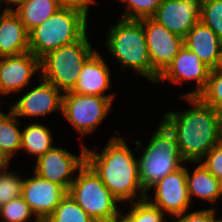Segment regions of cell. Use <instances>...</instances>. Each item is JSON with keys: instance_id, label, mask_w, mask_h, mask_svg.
I'll return each instance as SVG.
<instances>
[{"instance_id": "obj_32", "label": "cell", "mask_w": 222, "mask_h": 222, "mask_svg": "<svg viewBox=\"0 0 222 222\" xmlns=\"http://www.w3.org/2000/svg\"><path fill=\"white\" fill-rule=\"evenodd\" d=\"M181 213L170 217V222H212V208L201 209L188 213Z\"/></svg>"}, {"instance_id": "obj_16", "label": "cell", "mask_w": 222, "mask_h": 222, "mask_svg": "<svg viewBox=\"0 0 222 222\" xmlns=\"http://www.w3.org/2000/svg\"><path fill=\"white\" fill-rule=\"evenodd\" d=\"M201 0H163L152 17L170 32L185 37L200 20Z\"/></svg>"}, {"instance_id": "obj_38", "label": "cell", "mask_w": 222, "mask_h": 222, "mask_svg": "<svg viewBox=\"0 0 222 222\" xmlns=\"http://www.w3.org/2000/svg\"><path fill=\"white\" fill-rule=\"evenodd\" d=\"M220 133H221V142H222V114H221V126H220Z\"/></svg>"}, {"instance_id": "obj_7", "label": "cell", "mask_w": 222, "mask_h": 222, "mask_svg": "<svg viewBox=\"0 0 222 222\" xmlns=\"http://www.w3.org/2000/svg\"><path fill=\"white\" fill-rule=\"evenodd\" d=\"M68 193L96 222H112L121 213L120 201L87 163L77 172Z\"/></svg>"}, {"instance_id": "obj_30", "label": "cell", "mask_w": 222, "mask_h": 222, "mask_svg": "<svg viewBox=\"0 0 222 222\" xmlns=\"http://www.w3.org/2000/svg\"><path fill=\"white\" fill-rule=\"evenodd\" d=\"M200 21L222 40V0H201Z\"/></svg>"}, {"instance_id": "obj_10", "label": "cell", "mask_w": 222, "mask_h": 222, "mask_svg": "<svg viewBox=\"0 0 222 222\" xmlns=\"http://www.w3.org/2000/svg\"><path fill=\"white\" fill-rule=\"evenodd\" d=\"M149 191L155 193V195L151 198L147 193L146 199L167 215L169 214L172 217L187 212L190 208L191 200L186 182V165L173 173L167 174L153 185Z\"/></svg>"}, {"instance_id": "obj_33", "label": "cell", "mask_w": 222, "mask_h": 222, "mask_svg": "<svg viewBox=\"0 0 222 222\" xmlns=\"http://www.w3.org/2000/svg\"><path fill=\"white\" fill-rule=\"evenodd\" d=\"M61 7H74L77 9H90L95 0H55Z\"/></svg>"}, {"instance_id": "obj_40", "label": "cell", "mask_w": 222, "mask_h": 222, "mask_svg": "<svg viewBox=\"0 0 222 222\" xmlns=\"http://www.w3.org/2000/svg\"><path fill=\"white\" fill-rule=\"evenodd\" d=\"M220 184H221V193H222V179L220 180Z\"/></svg>"}, {"instance_id": "obj_25", "label": "cell", "mask_w": 222, "mask_h": 222, "mask_svg": "<svg viewBox=\"0 0 222 222\" xmlns=\"http://www.w3.org/2000/svg\"><path fill=\"white\" fill-rule=\"evenodd\" d=\"M0 217L3 222H30L34 217L33 222L39 221L22 196L0 206Z\"/></svg>"}, {"instance_id": "obj_26", "label": "cell", "mask_w": 222, "mask_h": 222, "mask_svg": "<svg viewBox=\"0 0 222 222\" xmlns=\"http://www.w3.org/2000/svg\"><path fill=\"white\" fill-rule=\"evenodd\" d=\"M198 97L222 114V67L211 70L207 85Z\"/></svg>"}, {"instance_id": "obj_31", "label": "cell", "mask_w": 222, "mask_h": 222, "mask_svg": "<svg viewBox=\"0 0 222 222\" xmlns=\"http://www.w3.org/2000/svg\"><path fill=\"white\" fill-rule=\"evenodd\" d=\"M203 166L218 180L222 179V142L217 143L201 160Z\"/></svg>"}, {"instance_id": "obj_18", "label": "cell", "mask_w": 222, "mask_h": 222, "mask_svg": "<svg viewBox=\"0 0 222 222\" xmlns=\"http://www.w3.org/2000/svg\"><path fill=\"white\" fill-rule=\"evenodd\" d=\"M184 46L209 68L222 67V40L202 21L199 20L184 37Z\"/></svg>"}, {"instance_id": "obj_37", "label": "cell", "mask_w": 222, "mask_h": 222, "mask_svg": "<svg viewBox=\"0 0 222 222\" xmlns=\"http://www.w3.org/2000/svg\"><path fill=\"white\" fill-rule=\"evenodd\" d=\"M216 212V209L215 208H212V222H222V218H216L217 216L215 215Z\"/></svg>"}, {"instance_id": "obj_5", "label": "cell", "mask_w": 222, "mask_h": 222, "mask_svg": "<svg viewBox=\"0 0 222 222\" xmlns=\"http://www.w3.org/2000/svg\"><path fill=\"white\" fill-rule=\"evenodd\" d=\"M137 161L139 181L146 193L159 180L186 162L174 135L161 121Z\"/></svg>"}, {"instance_id": "obj_36", "label": "cell", "mask_w": 222, "mask_h": 222, "mask_svg": "<svg viewBox=\"0 0 222 222\" xmlns=\"http://www.w3.org/2000/svg\"><path fill=\"white\" fill-rule=\"evenodd\" d=\"M112 222H133L125 213H120L119 216Z\"/></svg>"}, {"instance_id": "obj_11", "label": "cell", "mask_w": 222, "mask_h": 222, "mask_svg": "<svg viewBox=\"0 0 222 222\" xmlns=\"http://www.w3.org/2000/svg\"><path fill=\"white\" fill-rule=\"evenodd\" d=\"M143 24L152 69L160 75L184 46V38L170 32L153 18L140 19Z\"/></svg>"}, {"instance_id": "obj_24", "label": "cell", "mask_w": 222, "mask_h": 222, "mask_svg": "<svg viewBox=\"0 0 222 222\" xmlns=\"http://www.w3.org/2000/svg\"><path fill=\"white\" fill-rule=\"evenodd\" d=\"M45 222H96L67 193L54 211L44 219Z\"/></svg>"}, {"instance_id": "obj_4", "label": "cell", "mask_w": 222, "mask_h": 222, "mask_svg": "<svg viewBox=\"0 0 222 222\" xmlns=\"http://www.w3.org/2000/svg\"><path fill=\"white\" fill-rule=\"evenodd\" d=\"M89 10L59 8L29 32V52L41 59L47 53L81 39L88 32Z\"/></svg>"}, {"instance_id": "obj_23", "label": "cell", "mask_w": 222, "mask_h": 222, "mask_svg": "<svg viewBox=\"0 0 222 222\" xmlns=\"http://www.w3.org/2000/svg\"><path fill=\"white\" fill-rule=\"evenodd\" d=\"M20 125L21 121L11 110L0 116V148L11 159L21 149Z\"/></svg>"}, {"instance_id": "obj_41", "label": "cell", "mask_w": 222, "mask_h": 222, "mask_svg": "<svg viewBox=\"0 0 222 222\" xmlns=\"http://www.w3.org/2000/svg\"><path fill=\"white\" fill-rule=\"evenodd\" d=\"M0 6H1V8L4 7V6L2 5V1H1V0H0Z\"/></svg>"}, {"instance_id": "obj_1", "label": "cell", "mask_w": 222, "mask_h": 222, "mask_svg": "<svg viewBox=\"0 0 222 222\" xmlns=\"http://www.w3.org/2000/svg\"><path fill=\"white\" fill-rule=\"evenodd\" d=\"M191 105L185 111H167L161 122L174 135L186 163L199 162L221 141V115L198 96L182 97Z\"/></svg>"}, {"instance_id": "obj_22", "label": "cell", "mask_w": 222, "mask_h": 222, "mask_svg": "<svg viewBox=\"0 0 222 222\" xmlns=\"http://www.w3.org/2000/svg\"><path fill=\"white\" fill-rule=\"evenodd\" d=\"M53 140L50 128L38 122L31 123L22 130L20 151H26L25 153L32 157L34 155L37 160L55 146Z\"/></svg>"}, {"instance_id": "obj_8", "label": "cell", "mask_w": 222, "mask_h": 222, "mask_svg": "<svg viewBox=\"0 0 222 222\" xmlns=\"http://www.w3.org/2000/svg\"><path fill=\"white\" fill-rule=\"evenodd\" d=\"M113 101L104 96H94L68 91L62 97V116L83 138L93 131L108 116Z\"/></svg>"}, {"instance_id": "obj_39", "label": "cell", "mask_w": 222, "mask_h": 222, "mask_svg": "<svg viewBox=\"0 0 222 222\" xmlns=\"http://www.w3.org/2000/svg\"><path fill=\"white\" fill-rule=\"evenodd\" d=\"M2 95H3V94H2L1 91H0V99H1V96H2ZM0 101H1V100H0ZM1 103H2V102H0V107H1ZM3 114H4V112H1V111H0V116L3 115Z\"/></svg>"}, {"instance_id": "obj_14", "label": "cell", "mask_w": 222, "mask_h": 222, "mask_svg": "<svg viewBox=\"0 0 222 222\" xmlns=\"http://www.w3.org/2000/svg\"><path fill=\"white\" fill-rule=\"evenodd\" d=\"M39 84L32 88L16 103L10 105V110L18 117H45L52 112L62 113L63 93L51 83L39 78Z\"/></svg>"}, {"instance_id": "obj_9", "label": "cell", "mask_w": 222, "mask_h": 222, "mask_svg": "<svg viewBox=\"0 0 222 222\" xmlns=\"http://www.w3.org/2000/svg\"><path fill=\"white\" fill-rule=\"evenodd\" d=\"M85 146L80 144L79 156L62 147H52L35 161L34 173L68 191L77 172L86 164Z\"/></svg>"}, {"instance_id": "obj_28", "label": "cell", "mask_w": 222, "mask_h": 222, "mask_svg": "<svg viewBox=\"0 0 222 222\" xmlns=\"http://www.w3.org/2000/svg\"><path fill=\"white\" fill-rule=\"evenodd\" d=\"M130 209L125 213L133 222H166L165 213L151 204L146 198L128 203Z\"/></svg>"}, {"instance_id": "obj_20", "label": "cell", "mask_w": 222, "mask_h": 222, "mask_svg": "<svg viewBox=\"0 0 222 222\" xmlns=\"http://www.w3.org/2000/svg\"><path fill=\"white\" fill-rule=\"evenodd\" d=\"M194 164L198 166L192 170V173L186 166V182L191 202H194V196L213 204L219 199L222 200L220 180L215 178L200 161Z\"/></svg>"}, {"instance_id": "obj_21", "label": "cell", "mask_w": 222, "mask_h": 222, "mask_svg": "<svg viewBox=\"0 0 222 222\" xmlns=\"http://www.w3.org/2000/svg\"><path fill=\"white\" fill-rule=\"evenodd\" d=\"M61 6L55 0H25L13 9L30 32L51 17Z\"/></svg>"}, {"instance_id": "obj_34", "label": "cell", "mask_w": 222, "mask_h": 222, "mask_svg": "<svg viewBox=\"0 0 222 222\" xmlns=\"http://www.w3.org/2000/svg\"><path fill=\"white\" fill-rule=\"evenodd\" d=\"M12 159L0 148V172L9 169V164Z\"/></svg>"}, {"instance_id": "obj_17", "label": "cell", "mask_w": 222, "mask_h": 222, "mask_svg": "<svg viewBox=\"0 0 222 222\" xmlns=\"http://www.w3.org/2000/svg\"><path fill=\"white\" fill-rule=\"evenodd\" d=\"M111 74L110 67L99 52H95L83 65L82 70L78 75V81L72 92L104 96L110 98L112 101L115 99L114 93L105 92L111 87Z\"/></svg>"}, {"instance_id": "obj_6", "label": "cell", "mask_w": 222, "mask_h": 222, "mask_svg": "<svg viewBox=\"0 0 222 222\" xmlns=\"http://www.w3.org/2000/svg\"><path fill=\"white\" fill-rule=\"evenodd\" d=\"M86 33L76 42L61 46L40 59V78L62 93L72 91L84 63L96 52Z\"/></svg>"}, {"instance_id": "obj_13", "label": "cell", "mask_w": 222, "mask_h": 222, "mask_svg": "<svg viewBox=\"0 0 222 222\" xmlns=\"http://www.w3.org/2000/svg\"><path fill=\"white\" fill-rule=\"evenodd\" d=\"M40 77V59L31 52L0 57V91L4 95L21 92L31 83L32 77Z\"/></svg>"}, {"instance_id": "obj_3", "label": "cell", "mask_w": 222, "mask_h": 222, "mask_svg": "<svg viewBox=\"0 0 222 222\" xmlns=\"http://www.w3.org/2000/svg\"><path fill=\"white\" fill-rule=\"evenodd\" d=\"M107 33V50L122 70L132 69L148 81L156 83L159 75L152 69L143 24L140 20L120 18Z\"/></svg>"}, {"instance_id": "obj_19", "label": "cell", "mask_w": 222, "mask_h": 222, "mask_svg": "<svg viewBox=\"0 0 222 222\" xmlns=\"http://www.w3.org/2000/svg\"><path fill=\"white\" fill-rule=\"evenodd\" d=\"M29 52V32L13 10L0 11V57Z\"/></svg>"}, {"instance_id": "obj_2", "label": "cell", "mask_w": 222, "mask_h": 222, "mask_svg": "<svg viewBox=\"0 0 222 222\" xmlns=\"http://www.w3.org/2000/svg\"><path fill=\"white\" fill-rule=\"evenodd\" d=\"M109 139L100 153L86 149V163L120 202L145 199L147 193L139 181L137 157L123 137L115 135Z\"/></svg>"}, {"instance_id": "obj_35", "label": "cell", "mask_w": 222, "mask_h": 222, "mask_svg": "<svg viewBox=\"0 0 222 222\" xmlns=\"http://www.w3.org/2000/svg\"><path fill=\"white\" fill-rule=\"evenodd\" d=\"M2 1V4H6L7 7H5L3 10H13V5L15 6H18L20 5L21 3H23L25 0H1ZM11 5V6H9Z\"/></svg>"}, {"instance_id": "obj_12", "label": "cell", "mask_w": 222, "mask_h": 222, "mask_svg": "<svg viewBox=\"0 0 222 222\" xmlns=\"http://www.w3.org/2000/svg\"><path fill=\"white\" fill-rule=\"evenodd\" d=\"M211 70L195 53L183 46L172 62L159 75L156 84H161L164 80L174 84L193 81L196 83V88L181 97L198 96L206 87Z\"/></svg>"}, {"instance_id": "obj_29", "label": "cell", "mask_w": 222, "mask_h": 222, "mask_svg": "<svg viewBox=\"0 0 222 222\" xmlns=\"http://www.w3.org/2000/svg\"><path fill=\"white\" fill-rule=\"evenodd\" d=\"M24 177L19 173L3 170L0 172V206L22 196Z\"/></svg>"}, {"instance_id": "obj_15", "label": "cell", "mask_w": 222, "mask_h": 222, "mask_svg": "<svg viewBox=\"0 0 222 222\" xmlns=\"http://www.w3.org/2000/svg\"><path fill=\"white\" fill-rule=\"evenodd\" d=\"M68 191L36 173L24 178L22 197L39 220L47 218L61 202Z\"/></svg>"}, {"instance_id": "obj_27", "label": "cell", "mask_w": 222, "mask_h": 222, "mask_svg": "<svg viewBox=\"0 0 222 222\" xmlns=\"http://www.w3.org/2000/svg\"><path fill=\"white\" fill-rule=\"evenodd\" d=\"M163 0H119L125 7L122 19L140 20L152 18Z\"/></svg>"}]
</instances>
